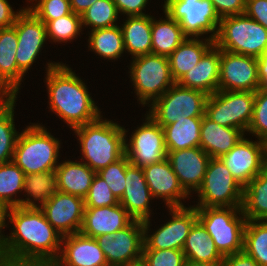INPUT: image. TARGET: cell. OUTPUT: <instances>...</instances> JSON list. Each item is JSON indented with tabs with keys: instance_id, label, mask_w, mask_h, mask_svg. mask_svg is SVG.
<instances>
[{
	"instance_id": "cell-1",
	"label": "cell",
	"mask_w": 267,
	"mask_h": 266,
	"mask_svg": "<svg viewBox=\"0 0 267 266\" xmlns=\"http://www.w3.org/2000/svg\"><path fill=\"white\" fill-rule=\"evenodd\" d=\"M6 217L13 232L0 247V266H51L57 260L63 236L40 208L10 207Z\"/></svg>"
},
{
	"instance_id": "cell-2",
	"label": "cell",
	"mask_w": 267,
	"mask_h": 266,
	"mask_svg": "<svg viewBox=\"0 0 267 266\" xmlns=\"http://www.w3.org/2000/svg\"><path fill=\"white\" fill-rule=\"evenodd\" d=\"M47 65L50 109L72 129L97 120L100 110L88 93L85 83L65 64Z\"/></svg>"
},
{
	"instance_id": "cell-3",
	"label": "cell",
	"mask_w": 267,
	"mask_h": 266,
	"mask_svg": "<svg viewBox=\"0 0 267 266\" xmlns=\"http://www.w3.org/2000/svg\"><path fill=\"white\" fill-rule=\"evenodd\" d=\"M79 137L84 161L96 173L125 155L126 129L101 116L73 129Z\"/></svg>"
},
{
	"instance_id": "cell-4",
	"label": "cell",
	"mask_w": 267,
	"mask_h": 266,
	"mask_svg": "<svg viewBox=\"0 0 267 266\" xmlns=\"http://www.w3.org/2000/svg\"><path fill=\"white\" fill-rule=\"evenodd\" d=\"M221 50L260 58L267 53V29L245 13L221 18L214 38Z\"/></svg>"
},
{
	"instance_id": "cell-5",
	"label": "cell",
	"mask_w": 267,
	"mask_h": 266,
	"mask_svg": "<svg viewBox=\"0 0 267 266\" xmlns=\"http://www.w3.org/2000/svg\"><path fill=\"white\" fill-rule=\"evenodd\" d=\"M60 142L41 125H30L20 133L13 161L25 175L57 168Z\"/></svg>"
},
{
	"instance_id": "cell-6",
	"label": "cell",
	"mask_w": 267,
	"mask_h": 266,
	"mask_svg": "<svg viewBox=\"0 0 267 266\" xmlns=\"http://www.w3.org/2000/svg\"><path fill=\"white\" fill-rule=\"evenodd\" d=\"M198 220L206 228L218 251L231 255L243 251L246 217L241 207H195ZM238 215L241 216H237Z\"/></svg>"
},
{
	"instance_id": "cell-7",
	"label": "cell",
	"mask_w": 267,
	"mask_h": 266,
	"mask_svg": "<svg viewBox=\"0 0 267 266\" xmlns=\"http://www.w3.org/2000/svg\"><path fill=\"white\" fill-rule=\"evenodd\" d=\"M208 97L202 91L175 83L151 103L148 115L162 128L186 117H203Z\"/></svg>"
},
{
	"instance_id": "cell-8",
	"label": "cell",
	"mask_w": 267,
	"mask_h": 266,
	"mask_svg": "<svg viewBox=\"0 0 267 266\" xmlns=\"http://www.w3.org/2000/svg\"><path fill=\"white\" fill-rule=\"evenodd\" d=\"M130 67L129 73L136 95L144 106L161 97L176 83L172 78L169 59L166 56L152 53L137 56L134 57Z\"/></svg>"
},
{
	"instance_id": "cell-9",
	"label": "cell",
	"mask_w": 267,
	"mask_h": 266,
	"mask_svg": "<svg viewBox=\"0 0 267 266\" xmlns=\"http://www.w3.org/2000/svg\"><path fill=\"white\" fill-rule=\"evenodd\" d=\"M243 190L220 158H210L196 207H242Z\"/></svg>"
},
{
	"instance_id": "cell-10",
	"label": "cell",
	"mask_w": 267,
	"mask_h": 266,
	"mask_svg": "<svg viewBox=\"0 0 267 266\" xmlns=\"http://www.w3.org/2000/svg\"><path fill=\"white\" fill-rule=\"evenodd\" d=\"M255 92L222 91L211 94L205 115L219 125L247 131L253 116Z\"/></svg>"
},
{
	"instance_id": "cell-11",
	"label": "cell",
	"mask_w": 267,
	"mask_h": 266,
	"mask_svg": "<svg viewBox=\"0 0 267 266\" xmlns=\"http://www.w3.org/2000/svg\"><path fill=\"white\" fill-rule=\"evenodd\" d=\"M164 3V13L179 22L188 38L212 32L210 38L214 40L221 19L210 0H166Z\"/></svg>"
},
{
	"instance_id": "cell-12",
	"label": "cell",
	"mask_w": 267,
	"mask_h": 266,
	"mask_svg": "<svg viewBox=\"0 0 267 266\" xmlns=\"http://www.w3.org/2000/svg\"><path fill=\"white\" fill-rule=\"evenodd\" d=\"M104 252L108 266H126L141 260L144 246L143 221L134 220L114 234L95 238Z\"/></svg>"
},
{
	"instance_id": "cell-13",
	"label": "cell",
	"mask_w": 267,
	"mask_h": 266,
	"mask_svg": "<svg viewBox=\"0 0 267 266\" xmlns=\"http://www.w3.org/2000/svg\"><path fill=\"white\" fill-rule=\"evenodd\" d=\"M172 220L161 226L153 235H148L150 221H143V250L179 249L182 250L189 232L198 220L195 206L186 208L170 207Z\"/></svg>"
},
{
	"instance_id": "cell-14",
	"label": "cell",
	"mask_w": 267,
	"mask_h": 266,
	"mask_svg": "<svg viewBox=\"0 0 267 266\" xmlns=\"http://www.w3.org/2000/svg\"><path fill=\"white\" fill-rule=\"evenodd\" d=\"M260 87L256 57L220 49L218 90L255 92Z\"/></svg>"
},
{
	"instance_id": "cell-15",
	"label": "cell",
	"mask_w": 267,
	"mask_h": 266,
	"mask_svg": "<svg viewBox=\"0 0 267 266\" xmlns=\"http://www.w3.org/2000/svg\"><path fill=\"white\" fill-rule=\"evenodd\" d=\"M233 177L245 187L267 166V143L241 138L220 157Z\"/></svg>"
},
{
	"instance_id": "cell-16",
	"label": "cell",
	"mask_w": 267,
	"mask_h": 266,
	"mask_svg": "<svg viewBox=\"0 0 267 266\" xmlns=\"http://www.w3.org/2000/svg\"><path fill=\"white\" fill-rule=\"evenodd\" d=\"M133 133L129 144L125 142V155L138 167L166 159L167 150L163 128L148 114L146 122Z\"/></svg>"
},
{
	"instance_id": "cell-17",
	"label": "cell",
	"mask_w": 267,
	"mask_h": 266,
	"mask_svg": "<svg viewBox=\"0 0 267 266\" xmlns=\"http://www.w3.org/2000/svg\"><path fill=\"white\" fill-rule=\"evenodd\" d=\"M18 36L16 61L25 74L37 58L47 37L45 23L30 9H23L13 25Z\"/></svg>"
},
{
	"instance_id": "cell-18",
	"label": "cell",
	"mask_w": 267,
	"mask_h": 266,
	"mask_svg": "<svg viewBox=\"0 0 267 266\" xmlns=\"http://www.w3.org/2000/svg\"><path fill=\"white\" fill-rule=\"evenodd\" d=\"M40 209L63 237L80 231L85 210L84 198L57 191Z\"/></svg>"
},
{
	"instance_id": "cell-19",
	"label": "cell",
	"mask_w": 267,
	"mask_h": 266,
	"mask_svg": "<svg viewBox=\"0 0 267 266\" xmlns=\"http://www.w3.org/2000/svg\"><path fill=\"white\" fill-rule=\"evenodd\" d=\"M166 158L189 195L201 187L211 157L200 146L167 151Z\"/></svg>"
},
{
	"instance_id": "cell-20",
	"label": "cell",
	"mask_w": 267,
	"mask_h": 266,
	"mask_svg": "<svg viewBox=\"0 0 267 266\" xmlns=\"http://www.w3.org/2000/svg\"><path fill=\"white\" fill-rule=\"evenodd\" d=\"M62 244L64 248L51 266H108L104 252L93 237L78 232L64 236Z\"/></svg>"
},
{
	"instance_id": "cell-21",
	"label": "cell",
	"mask_w": 267,
	"mask_h": 266,
	"mask_svg": "<svg viewBox=\"0 0 267 266\" xmlns=\"http://www.w3.org/2000/svg\"><path fill=\"white\" fill-rule=\"evenodd\" d=\"M142 169L153 198L165 199L168 208L184 206L180 199L188 197L189 194L181 186L167 158L143 166Z\"/></svg>"
},
{
	"instance_id": "cell-22",
	"label": "cell",
	"mask_w": 267,
	"mask_h": 266,
	"mask_svg": "<svg viewBox=\"0 0 267 266\" xmlns=\"http://www.w3.org/2000/svg\"><path fill=\"white\" fill-rule=\"evenodd\" d=\"M134 219L120 204L107 207H85L80 233L97 238L114 234L129 226Z\"/></svg>"
},
{
	"instance_id": "cell-23",
	"label": "cell",
	"mask_w": 267,
	"mask_h": 266,
	"mask_svg": "<svg viewBox=\"0 0 267 266\" xmlns=\"http://www.w3.org/2000/svg\"><path fill=\"white\" fill-rule=\"evenodd\" d=\"M125 190L119 203L134 220H150L149 200L153 198L142 167L129 164L125 173Z\"/></svg>"
},
{
	"instance_id": "cell-24",
	"label": "cell",
	"mask_w": 267,
	"mask_h": 266,
	"mask_svg": "<svg viewBox=\"0 0 267 266\" xmlns=\"http://www.w3.org/2000/svg\"><path fill=\"white\" fill-rule=\"evenodd\" d=\"M17 43L13 26L0 29V93L5 97H16L24 76L17 66Z\"/></svg>"
},
{
	"instance_id": "cell-25",
	"label": "cell",
	"mask_w": 267,
	"mask_h": 266,
	"mask_svg": "<svg viewBox=\"0 0 267 266\" xmlns=\"http://www.w3.org/2000/svg\"><path fill=\"white\" fill-rule=\"evenodd\" d=\"M219 76L220 48L213 44L203 54L197 65L185 73L177 83L210 96L218 91Z\"/></svg>"
},
{
	"instance_id": "cell-26",
	"label": "cell",
	"mask_w": 267,
	"mask_h": 266,
	"mask_svg": "<svg viewBox=\"0 0 267 266\" xmlns=\"http://www.w3.org/2000/svg\"><path fill=\"white\" fill-rule=\"evenodd\" d=\"M244 132L213 122L206 115L202 118L199 146L211 157L220 158L243 138Z\"/></svg>"
},
{
	"instance_id": "cell-27",
	"label": "cell",
	"mask_w": 267,
	"mask_h": 266,
	"mask_svg": "<svg viewBox=\"0 0 267 266\" xmlns=\"http://www.w3.org/2000/svg\"><path fill=\"white\" fill-rule=\"evenodd\" d=\"M58 191L85 198L96 174L87 164L64 161L56 168Z\"/></svg>"
},
{
	"instance_id": "cell-28",
	"label": "cell",
	"mask_w": 267,
	"mask_h": 266,
	"mask_svg": "<svg viewBox=\"0 0 267 266\" xmlns=\"http://www.w3.org/2000/svg\"><path fill=\"white\" fill-rule=\"evenodd\" d=\"M214 44L210 37L205 42L188 37L168 56L173 80L177 83L185 73L197 65L203 54Z\"/></svg>"
},
{
	"instance_id": "cell-29",
	"label": "cell",
	"mask_w": 267,
	"mask_h": 266,
	"mask_svg": "<svg viewBox=\"0 0 267 266\" xmlns=\"http://www.w3.org/2000/svg\"><path fill=\"white\" fill-rule=\"evenodd\" d=\"M182 251L188 261L222 263L224 258L199 220L192 226Z\"/></svg>"
},
{
	"instance_id": "cell-30",
	"label": "cell",
	"mask_w": 267,
	"mask_h": 266,
	"mask_svg": "<svg viewBox=\"0 0 267 266\" xmlns=\"http://www.w3.org/2000/svg\"><path fill=\"white\" fill-rule=\"evenodd\" d=\"M127 19L121 27L124 49L133 58L151 54L152 17L149 15L128 16Z\"/></svg>"
},
{
	"instance_id": "cell-31",
	"label": "cell",
	"mask_w": 267,
	"mask_h": 266,
	"mask_svg": "<svg viewBox=\"0 0 267 266\" xmlns=\"http://www.w3.org/2000/svg\"><path fill=\"white\" fill-rule=\"evenodd\" d=\"M164 20H153L151 26V53L168 57L186 38L179 22L165 13Z\"/></svg>"
},
{
	"instance_id": "cell-32",
	"label": "cell",
	"mask_w": 267,
	"mask_h": 266,
	"mask_svg": "<svg viewBox=\"0 0 267 266\" xmlns=\"http://www.w3.org/2000/svg\"><path fill=\"white\" fill-rule=\"evenodd\" d=\"M203 117H189L163 127L167 151L198 147Z\"/></svg>"
},
{
	"instance_id": "cell-33",
	"label": "cell",
	"mask_w": 267,
	"mask_h": 266,
	"mask_svg": "<svg viewBox=\"0 0 267 266\" xmlns=\"http://www.w3.org/2000/svg\"><path fill=\"white\" fill-rule=\"evenodd\" d=\"M246 220H267V166L243 190Z\"/></svg>"
},
{
	"instance_id": "cell-34",
	"label": "cell",
	"mask_w": 267,
	"mask_h": 266,
	"mask_svg": "<svg viewBox=\"0 0 267 266\" xmlns=\"http://www.w3.org/2000/svg\"><path fill=\"white\" fill-rule=\"evenodd\" d=\"M24 191L30 195V198L26 200L21 199V207L26 208H40L48 200H50L54 194L58 191V181L56 169L47 172H39L34 174L25 175L24 178ZM36 201H40V206L35 204Z\"/></svg>"
},
{
	"instance_id": "cell-35",
	"label": "cell",
	"mask_w": 267,
	"mask_h": 266,
	"mask_svg": "<svg viewBox=\"0 0 267 266\" xmlns=\"http://www.w3.org/2000/svg\"><path fill=\"white\" fill-rule=\"evenodd\" d=\"M5 98L0 100V164L13 161L14 150L20 135L14 124L13 109L16 97Z\"/></svg>"
},
{
	"instance_id": "cell-36",
	"label": "cell",
	"mask_w": 267,
	"mask_h": 266,
	"mask_svg": "<svg viewBox=\"0 0 267 266\" xmlns=\"http://www.w3.org/2000/svg\"><path fill=\"white\" fill-rule=\"evenodd\" d=\"M88 41L90 49L110 60L119 58L125 50L122 30L117 25L92 30Z\"/></svg>"
},
{
	"instance_id": "cell-37",
	"label": "cell",
	"mask_w": 267,
	"mask_h": 266,
	"mask_svg": "<svg viewBox=\"0 0 267 266\" xmlns=\"http://www.w3.org/2000/svg\"><path fill=\"white\" fill-rule=\"evenodd\" d=\"M243 251L260 266H267V220H247Z\"/></svg>"
},
{
	"instance_id": "cell-38",
	"label": "cell",
	"mask_w": 267,
	"mask_h": 266,
	"mask_svg": "<svg viewBox=\"0 0 267 266\" xmlns=\"http://www.w3.org/2000/svg\"><path fill=\"white\" fill-rule=\"evenodd\" d=\"M24 178V172L14 161L0 164V203L5 208L21 206V199L12 196L24 189Z\"/></svg>"
},
{
	"instance_id": "cell-39",
	"label": "cell",
	"mask_w": 267,
	"mask_h": 266,
	"mask_svg": "<svg viewBox=\"0 0 267 266\" xmlns=\"http://www.w3.org/2000/svg\"><path fill=\"white\" fill-rule=\"evenodd\" d=\"M119 12L113 0H97L81 14L82 25L91 30L116 26Z\"/></svg>"
},
{
	"instance_id": "cell-40",
	"label": "cell",
	"mask_w": 267,
	"mask_h": 266,
	"mask_svg": "<svg viewBox=\"0 0 267 266\" xmlns=\"http://www.w3.org/2000/svg\"><path fill=\"white\" fill-rule=\"evenodd\" d=\"M47 37L54 42H68L82 29L81 15L74 12L45 23ZM68 40V41H67Z\"/></svg>"
},
{
	"instance_id": "cell-41",
	"label": "cell",
	"mask_w": 267,
	"mask_h": 266,
	"mask_svg": "<svg viewBox=\"0 0 267 266\" xmlns=\"http://www.w3.org/2000/svg\"><path fill=\"white\" fill-rule=\"evenodd\" d=\"M130 164L126 155L107 167L99 170L97 174L105 180L114 196L120 200L125 190L126 167Z\"/></svg>"
},
{
	"instance_id": "cell-42",
	"label": "cell",
	"mask_w": 267,
	"mask_h": 266,
	"mask_svg": "<svg viewBox=\"0 0 267 266\" xmlns=\"http://www.w3.org/2000/svg\"><path fill=\"white\" fill-rule=\"evenodd\" d=\"M247 132L267 143V88L255 91L253 116Z\"/></svg>"
},
{
	"instance_id": "cell-43",
	"label": "cell",
	"mask_w": 267,
	"mask_h": 266,
	"mask_svg": "<svg viewBox=\"0 0 267 266\" xmlns=\"http://www.w3.org/2000/svg\"><path fill=\"white\" fill-rule=\"evenodd\" d=\"M84 202L85 207H107L118 204L119 200L105 180L96 173Z\"/></svg>"
},
{
	"instance_id": "cell-44",
	"label": "cell",
	"mask_w": 267,
	"mask_h": 266,
	"mask_svg": "<svg viewBox=\"0 0 267 266\" xmlns=\"http://www.w3.org/2000/svg\"><path fill=\"white\" fill-rule=\"evenodd\" d=\"M27 8L44 23L72 13L70 0H39L35 6Z\"/></svg>"
},
{
	"instance_id": "cell-45",
	"label": "cell",
	"mask_w": 267,
	"mask_h": 266,
	"mask_svg": "<svg viewBox=\"0 0 267 266\" xmlns=\"http://www.w3.org/2000/svg\"><path fill=\"white\" fill-rule=\"evenodd\" d=\"M141 259L147 266H185L186 258L182 250H143Z\"/></svg>"
},
{
	"instance_id": "cell-46",
	"label": "cell",
	"mask_w": 267,
	"mask_h": 266,
	"mask_svg": "<svg viewBox=\"0 0 267 266\" xmlns=\"http://www.w3.org/2000/svg\"><path fill=\"white\" fill-rule=\"evenodd\" d=\"M219 18L235 16L245 12L246 0H210Z\"/></svg>"
},
{
	"instance_id": "cell-47",
	"label": "cell",
	"mask_w": 267,
	"mask_h": 266,
	"mask_svg": "<svg viewBox=\"0 0 267 266\" xmlns=\"http://www.w3.org/2000/svg\"><path fill=\"white\" fill-rule=\"evenodd\" d=\"M244 13L267 29V0H246Z\"/></svg>"
},
{
	"instance_id": "cell-48",
	"label": "cell",
	"mask_w": 267,
	"mask_h": 266,
	"mask_svg": "<svg viewBox=\"0 0 267 266\" xmlns=\"http://www.w3.org/2000/svg\"><path fill=\"white\" fill-rule=\"evenodd\" d=\"M116 4L118 12L127 14V16H143L147 15L142 12L148 0H113Z\"/></svg>"
},
{
	"instance_id": "cell-49",
	"label": "cell",
	"mask_w": 267,
	"mask_h": 266,
	"mask_svg": "<svg viewBox=\"0 0 267 266\" xmlns=\"http://www.w3.org/2000/svg\"><path fill=\"white\" fill-rule=\"evenodd\" d=\"M221 266H260L244 251L224 256Z\"/></svg>"
},
{
	"instance_id": "cell-50",
	"label": "cell",
	"mask_w": 267,
	"mask_h": 266,
	"mask_svg": "<svg viewBox=\"0 0 267 266\" xmlns=\"http://www.w3.org/2000/svg\"><path fill=\"white\" fill-rule=\"evenodd\" d=\"M22 10L14 13L7 0H0V29L12 27Z\"/></svg>"
},
{
	"instance_id": "cell-51",
	"label": "cell",
	"mask_w": 267,
	"mask_h": 266,
	"mask_svg": "<svg viewBox=\"0 0 267 266\" xmlns=\"http://www.w3.org/2000/svg\"><path fill=\"white\" fill-rule=\"evenodd\" d=\"M258 77L261 82V88H267V53L257 58Z\"/></svg>"
},
{
	"instance_id": "cell-52",
	"label": "cell",
	"mask_w": 267,
	"mask_h": 266,
	"mask_svg": "<svg viewBox=\"0 0 267 266\" xmlns=\"http://www.w3.org/2000/svg\"><path fill=\"white\" fill-rule=\"evenodd\" d=\"M97 0H70L72 12L81 15Z\"/></svg>"
},
{
	"instance_id": "cell-53",
	"label": "cell",
	"mask_w": 267,
	"mask_h": 266,
	"mask_svg": "<svg viewBox=\"0 0 267 266\" xmlns=\"http://www.w3.org/2000/svg\"><path fill=\"white\" fill-rule=\"evenodd\" d=\"M6 209L1 203H0V234H1V229H3L5 225V218H6ZM4 237L2 234L0 235V247L3 244Z\"/></svg>"
},
{
	"instance_id": "cell-54",
	"label": "cell",
	"mask_w": 267,
	"mask_h": 266,
	"mask_svg": "<svg viewBox=\"0 0 267 266\" xmlns=\"http://www.w3.org/2000/svg\"><path fill=\"white\" fill-rule=\"evenodd\" d=\"M185 266H221V263L194 262L186 260Z\"/></svg>"
},
{
	"instance_id": "cell-55",
	"label": "cell",
	"mask_w": 267,
	"mask_h": 266,
	"mask_svg": "<svg viewBox=\"0 0 267 266\" xmlns=\"http://www.w3.org/2000/svg\"><path fill=\"white\" fill-rule=\"evenodd\" d=\"M126 266H147L144 261L141 259L139 261H136V262H133V263H130L129 265H126Z\"/></svg>"
},
{
	"instance_id": "cell-56",
	"label": "cell",
	"mask_w": 267,
	"mask_h": 266,
	"mask_svg": "<svg viewBox=\"0 0 267 266\" xmlns=\"http://www.w3.org/2000/svg\"><path fill=\"white\" fill-rule=\"evenodd\" d=\"M2 98H5V97L0 93V100H1Z\"/></svg>"
}]
</instances>
